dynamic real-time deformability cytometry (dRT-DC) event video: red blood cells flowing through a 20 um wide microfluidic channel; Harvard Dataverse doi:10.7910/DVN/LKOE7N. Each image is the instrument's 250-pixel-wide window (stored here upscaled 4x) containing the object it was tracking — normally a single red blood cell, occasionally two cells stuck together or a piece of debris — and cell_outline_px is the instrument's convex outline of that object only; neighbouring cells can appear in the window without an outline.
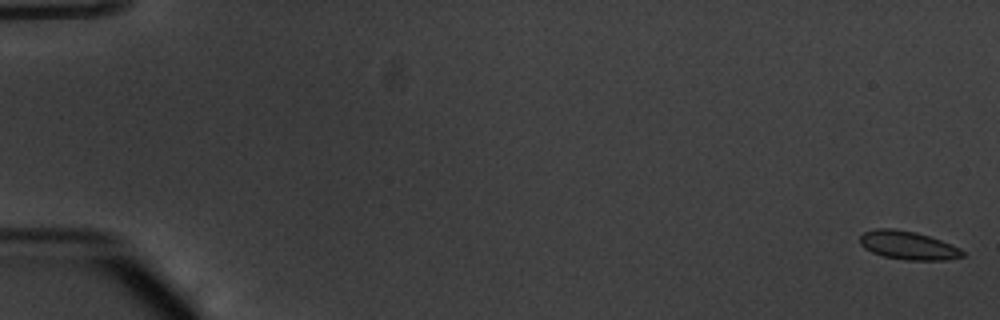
{"species": "common noctule bat (a hibernating species)", "species_latin": "Nyctalus noctula", "temperature_condition": "warm", "stored_images_in_passage": 55, "camera_frame_rate_fps": 3000, "um_per_image_px": 0.085, "animal": {"sex": "male", "body_mass_g": 20.1, "forearm_length_mm": 53.5}, "frame": {"image": 1, "passage_image": 1, "time_ms": 0.0, "image_size_px": [1000, 320], "cell_outline_px": [[964, 256], [944, 260], [908, 260], [884, 256], [872, 252], [864, 248], [860, 244], [860, 236], [864, 232], [876, 228], [892, 228], [916, 232], [952, 244], [960, 248], [964, 252]], "centroid_in_image_um": [77.17, 20.85], "position_along_channel_um": 7.8, "area_um2": 16.94}}
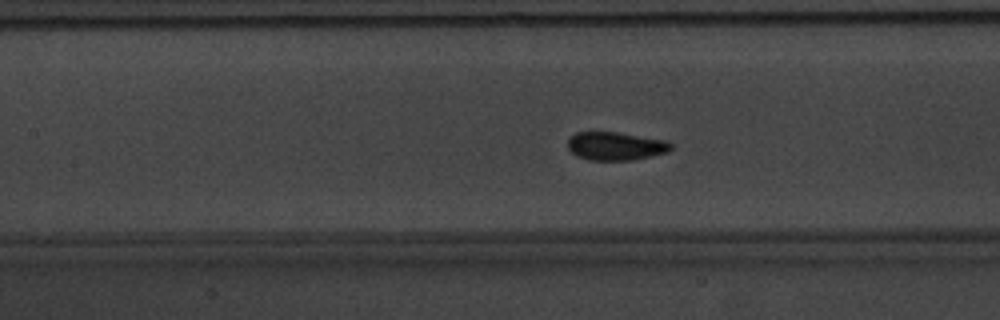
{"frame": {"image": 2, "passage_image": 26, "time_ms": 8.333, "image_size_px": [1000, 320], "cell_outline_px": [[672, 148], [668, 152], [632, 160], [588, 160], [576, 156], [568, 148], [568, 140], [576, 132], [616, 132], [668, 140], [672, 144]], "centroid_in_image_um": [52.34, 12.42], "position_along_channel_um": 155.1, "area_um2": 17.05}}
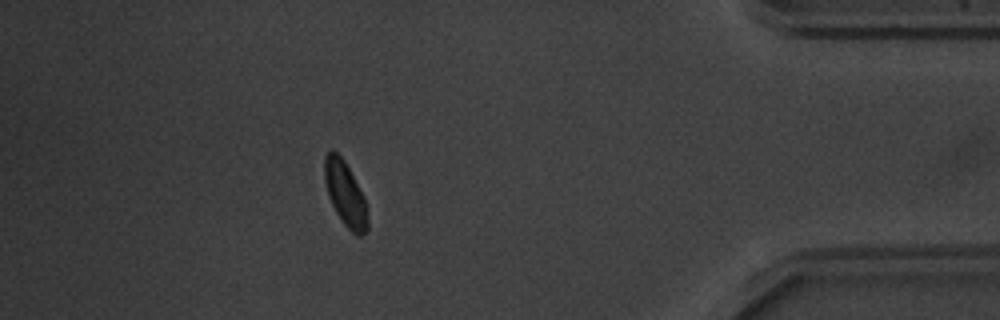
{"frame": {"image": 3, "passage_image": 49, "time_ms": 16.0, "image_size_px": [1000, 320], "cell_outline_px": [[368, 228], [360, 236], [356, 236], [344, 224], [336, 212], [328, 196], [324, 180], [324, 156], [332, 148], [344, 160], [364, 200], [368, 220]], "centroid_in_image_um": [29.31, 16.47], "position_along_channel_um": 405.9, "area_um2": 15.78}, "authors_computed_cell_mechanics": {"area_um2": 16.5886, "velocity_mm_per_s": 3.795, "shape_relaxation_time_tau1_ms": 2.0907, "shape_relaxation_time_tau2_ms": null, "deformation_change_tau1": 0.0652, "deformation_change_tau2": null}}